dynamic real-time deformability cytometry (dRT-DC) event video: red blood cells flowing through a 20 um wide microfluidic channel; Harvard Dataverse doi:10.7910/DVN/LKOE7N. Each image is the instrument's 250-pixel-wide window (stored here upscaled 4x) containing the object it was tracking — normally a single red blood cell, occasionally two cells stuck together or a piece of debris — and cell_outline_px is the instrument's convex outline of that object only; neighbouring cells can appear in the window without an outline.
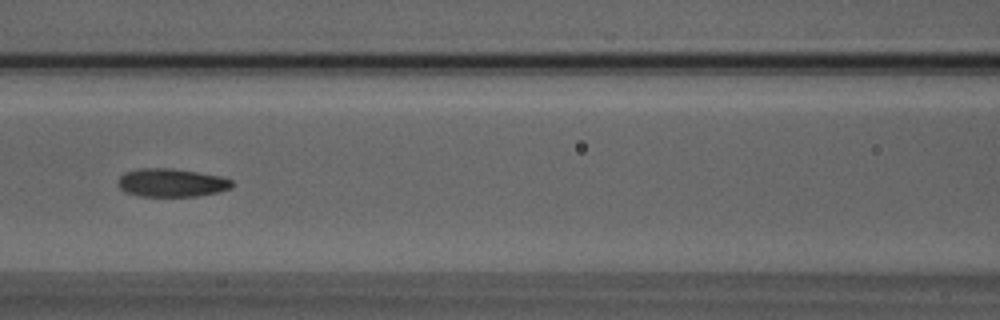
{"species": "Egyptian fruit bat (a non-hibernating species)", "species_latin": "Rousettus aegyptiacus", "temperature_condition": "room temperature", "stored_images_in_passage": 38, "camera_frame_rate_fps": 3000, "um_per_image_px": 0.085, "animal": {"sex": "male"}, "frame": {"image": 1, "passage_image": 9, "time_ms": 2.667, "image_size_px": [1000, 320], "cell_outline_px": [[232, 188], [216, 192], [196, 196], [140, 196], [124, 192], [120, 188], [116, 180], [124, 172], [140, 168], [172, 168], [220, 176], [232, 180]], "centroid_in_image_um": [14.53, 15.52], "position_along_channel_um": 152.1, "area_um2": 18.79}}
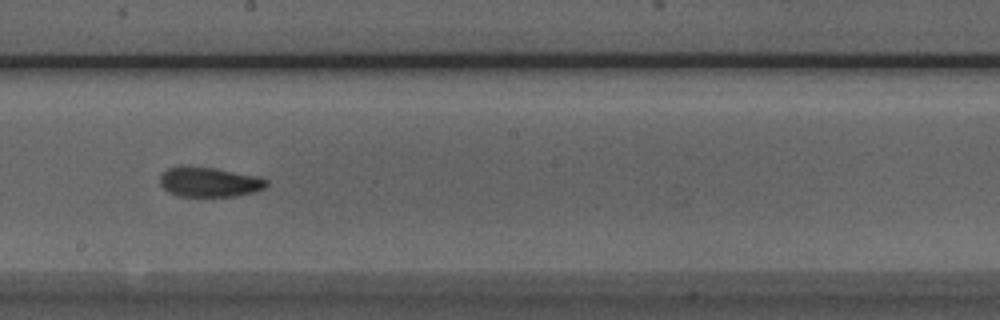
{"frame": {"image": 2, "passage_image": 15, "time_ms": 4.667, "image_size_px": [1000, 320], "cell_outline_px": [[268, 184], [264, 188], [256, 192], [236, 196], [180, 196], [168, 192], [160, 184], [160, 176], [168, 168], [180, 164], [188, 164], [216, 168], [256, 176], [268, 180]], "centroid_in_image_um": [17.77, 15.44], "position_along_channel_um": 230.4, "area_um2": 18.84}}
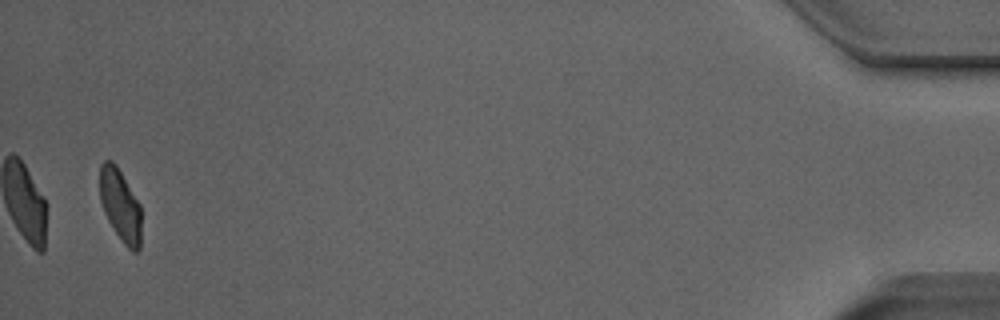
{"frame": {"image": 3, "passage_image": 37, "time_ms": 12.0, "image_size_px": [1000, 320], "cell_outline_px": [[140, 248], [136, 252], [132, 252], [120, 240], [108, 220], [104, 212], [100, 200], [100, 164], [104, 160], [112, 160], [116, 164], [140, 204]], "centroid_in_image_um": [10.21, 17.44], "position_along_channel_um": 425.0, "area_um2": 17.46}, "authors_computed_cell_mechanics": {"area_um2": 18.7561, "velocity_mm_per_s": 3.9335, "shape_relaxation_time_tau1_ms": 5.7429, "shape_relaxation_time_tau2_ms": 2.6113, "deformation_change_tau1": 0.1978, "deformation_change_tau2": 0.0944}}